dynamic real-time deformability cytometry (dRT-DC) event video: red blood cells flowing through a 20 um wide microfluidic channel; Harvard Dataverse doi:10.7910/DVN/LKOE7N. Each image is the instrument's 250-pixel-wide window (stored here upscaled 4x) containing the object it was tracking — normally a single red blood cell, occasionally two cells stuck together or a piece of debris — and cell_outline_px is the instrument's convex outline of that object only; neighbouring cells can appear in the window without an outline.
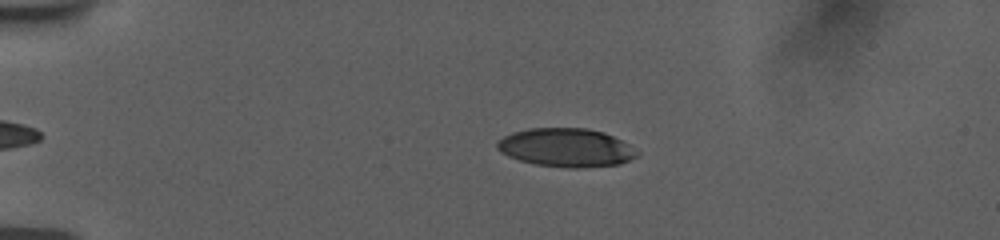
{"species": "human", "species_latin": "Homo sapiens", "temperature_condition": "room temperature", "stored_images_in_passage": 6, "camera_frame_rate_fps": 3000, "um_per_image_px": 0.085, "donor": {"sex": "female"}, "frame": {"image": 1, "passage_image": 1, "time_ms": 0.0, "image_size_px": [1000, 240], "cell_outline_px": [[640, 156], [620, 164], [584, 168], [568, 168], [536, 164], [520, 160], [508, 156], [500, 152], [496, 148], [496, 140], [512, 132], [528, 128], [588, 128], [604, 132], [628, 144], [640, 152]], "centroid_in_image_um": [48.12, 12.55], "position_along_channel_um": 36.9, "area_um2": 31.73}}
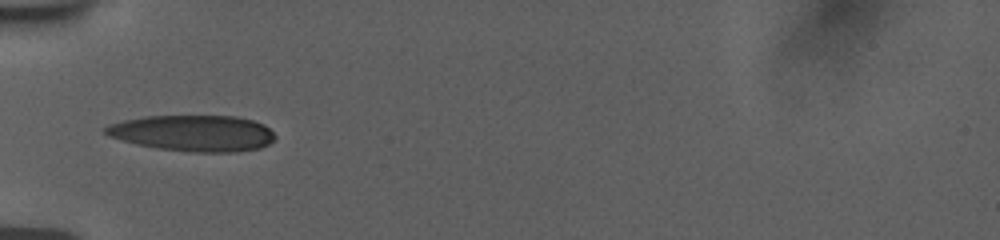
{"frame": {"image": 2, "passage_image": 4, "time_ms": 2.333, "image_size_px": [1000, 240], "cell_outline_px": [[276, 136], [268, 144], [260, 148], [236, 152], [192, 152], [156, 148], [136, 144], [108, 136], [104, 132], [104, 128], [112, 124], [124, 120], [144, 116], [236, 116], [252, 120], [264, 124]], "centroid_in_image_um": [16.42, 11.32], "position_along_channel_um": 68.6, "area_um2": 35.66}}
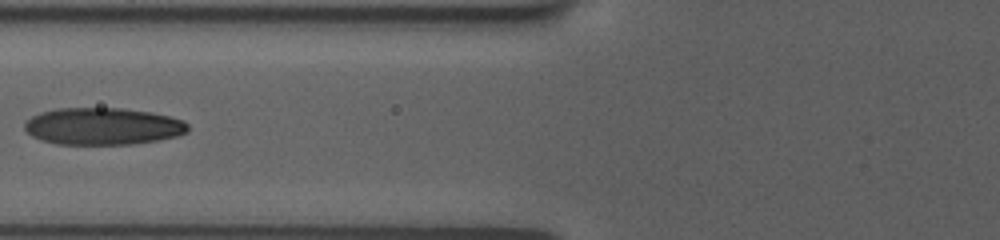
{"frame": {"image": 3, "passage_image": 6, "time_ms": 3.667, "image_size_px": [1000, 240], "cell_outline_px": [[188, 132], [176, 136], [156, 140], [132, 144], [56, 144], [40, 140], [32, 136], [24, 128], [24, 124], [32, 116], [40, 112], [56, 108], [124, 108], [152, 112], [184, 120], [188, 124]], "centroid_in_image_um": [8.73, 10.73], "position_along_channel_um": 117.1, "area_um2": 35.37}}